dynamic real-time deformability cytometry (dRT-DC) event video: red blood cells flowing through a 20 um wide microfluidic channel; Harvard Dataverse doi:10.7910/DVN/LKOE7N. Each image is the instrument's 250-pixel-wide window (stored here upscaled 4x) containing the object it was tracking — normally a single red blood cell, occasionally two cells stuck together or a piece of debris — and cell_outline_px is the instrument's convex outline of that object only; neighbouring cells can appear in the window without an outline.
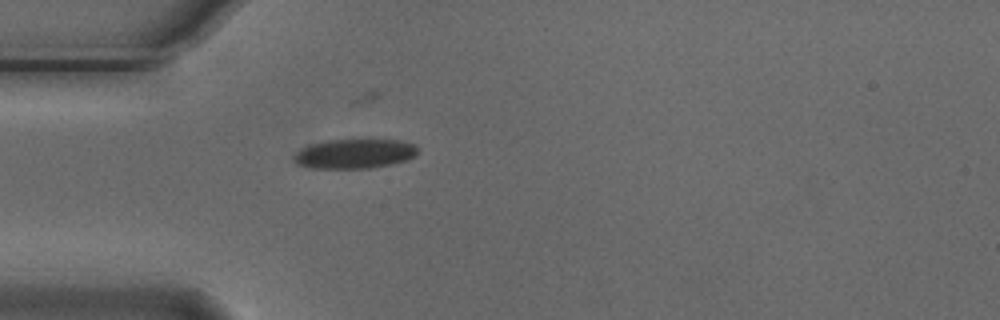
{"species": "Egyptian fruit bat (a non-hibernating species)", "species_latin": "Rousettus aegyptiacus", "temperature_condition": "cold", "stored_images_in_passage": 1, "camera_frame_rate_fps": 3000, "um_per_image_px": 0.085, "animal": {"sex": "male"}, "frame": {"image": 1, "passage_image": 1, "time_ms": 0.0, "image_size_px": [1000, 320], "cell_outline_px": [[416, 156], [408, 160], [392, 164], [372, 168], [312, 168], [296, 164], [292, 156], [300, 148], [312, 144], [328, 140], [400, 140], [412, 144], [416, 148]], "centroid_in_image_um": [30.11, 13.08], "position_along_channel_um": 54.9, "area_um2": 21.27}}